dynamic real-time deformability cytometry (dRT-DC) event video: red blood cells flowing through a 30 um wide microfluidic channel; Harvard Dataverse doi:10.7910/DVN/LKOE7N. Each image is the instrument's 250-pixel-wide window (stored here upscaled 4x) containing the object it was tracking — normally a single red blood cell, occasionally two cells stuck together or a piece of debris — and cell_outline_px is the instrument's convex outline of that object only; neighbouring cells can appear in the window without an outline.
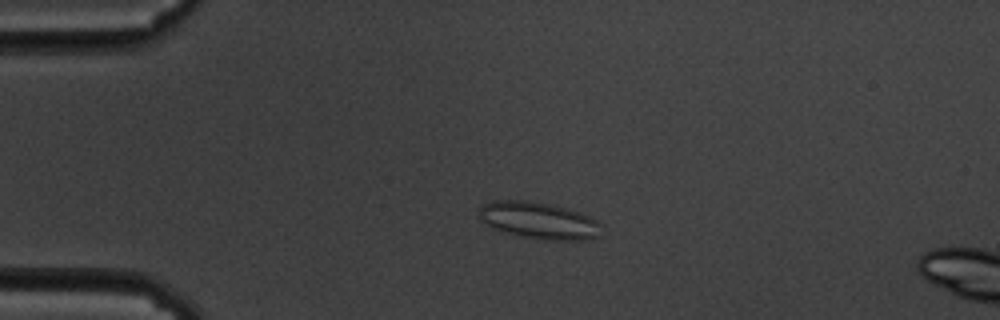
{"species": "common noctule bat (a hibernating species)", "species_latin": "Nyctalus noctula", "temperature_condition": "cold", "stored_images_in_passage": 52, "camera_frame_rate_fps": 3000, "um_per_image_px": 0.085, "animal": {"sex": "male", "body_mass_g": 19.5, "forearm_length_mm": 54.6}, "frame": {"image": 1, "passage_image": 7, "time_ms": 2.0, "image_size_px": [1000, 320], "cell_outline_px": [[604, 224], [600, 236], [592, 240], [544, 240], [520, 236], [500, 232], [492, 228], [480, 220], [476, 216], [480, 208], [484, 204], [492, 200], [524, 200], [548, 204], [564, 208], [588, 216]], "centroid_in_image_um": [45.79, 18.77], "position_along_channel_um": 39.2, "area_um2": 26.7}}
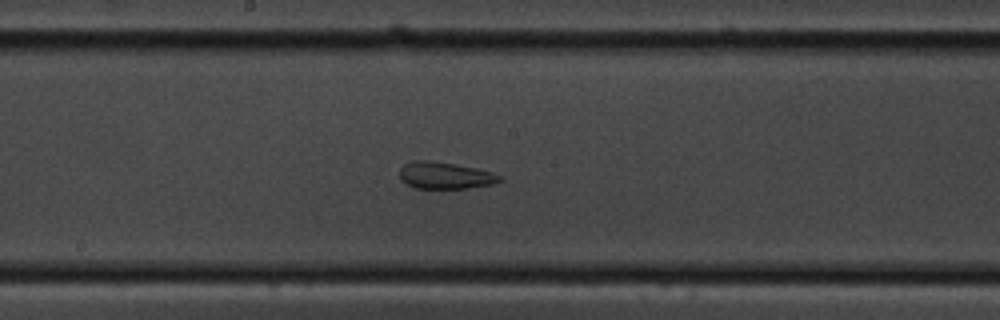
{"frame": {"image": 2, "passage_image": 25, "time_ms": 8.0, "image_size_px": [1000, 320], "cell_outline_px": [[504, 180], [496, 184], [468, 188], [416, 188], [400, 180], [400, 168], [404, 164], [412, 160], [432, 160], [456, 164], [476, 168], [492, 172], [504, 176]], "centroid_in_image_um": [37.88, 14.91], "position_along_channel_um": 210.3, "area_um2": 15.95}}
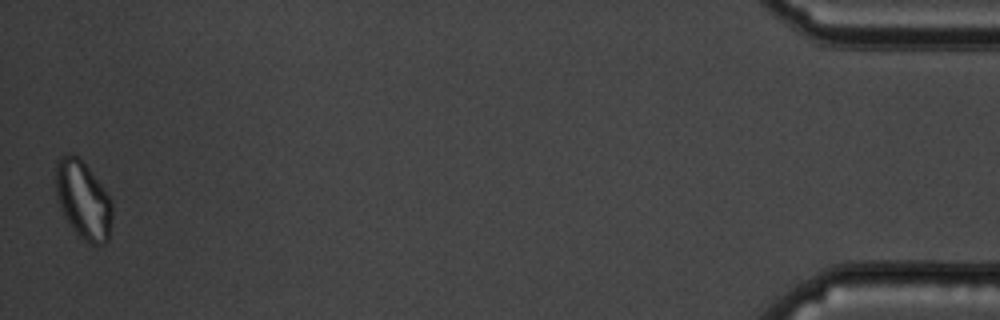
{"frame": {"image": 3, "passage_image": 52, "time_ms": 17.0, "image_size_px": [1000, 320], "cell_outline_px": [[112, 216], [108, 240], [104, 244], [92, 244], [84, 240], [72, 228], [64, 216], [60, 208], [56, 192], [56, 160], [60, 156], [68, 152], [76, 156], [88, 168], [112, 200]], "centroid_in_image_um": [7.06, 17.0], "position_along_channel_um": 428.1, "area_um2": 25.43}, "authors_computed_cell_mechanics": {"area_um2": 20.7791, "velocity_mm_per_s": 3.3798, "shape_relaxation_time_tau1_ms": null, "shape_relaxation_time_tau2_ms": 1.683, "deformation_change_tau1": null, "deformation_change_tau2": 0.0793}}